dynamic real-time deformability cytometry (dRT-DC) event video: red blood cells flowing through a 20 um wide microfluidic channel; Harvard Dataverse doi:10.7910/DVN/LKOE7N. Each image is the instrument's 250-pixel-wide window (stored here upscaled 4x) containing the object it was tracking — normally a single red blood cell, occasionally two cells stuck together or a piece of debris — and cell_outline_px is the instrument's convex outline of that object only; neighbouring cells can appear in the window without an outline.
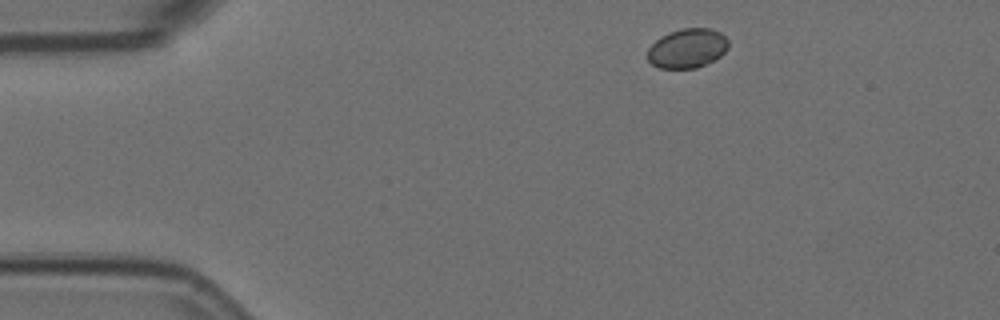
{"species": "Egyptian fruit bat (a non-hibernating species)", "species_latin": "Rousettus aegyptiacus", "temperature_condition": "room temperature", "stored_images_in_passage": 11, "camera_frame_rate_fps": 3000, "um_per_image_px": 0.085, "animal": {"sex": "female"}, "frame": {"image": 1, "passage_image": 1, "time_ms": 0.0, "image_size_px": [1000, 320], "cell_outline_px": [[728, 48], [720, 56], [696, 68], [660, 68], [652, 64], [648, 60], [648, 48], [660, 36], [668, 32], [680, 28], [712, 28], [720, 32], [728, 40]], "centroid_in_image_um": [58.41, 4.08], "position_along_channel_um": 26.6, "area_um2": 18.55}}
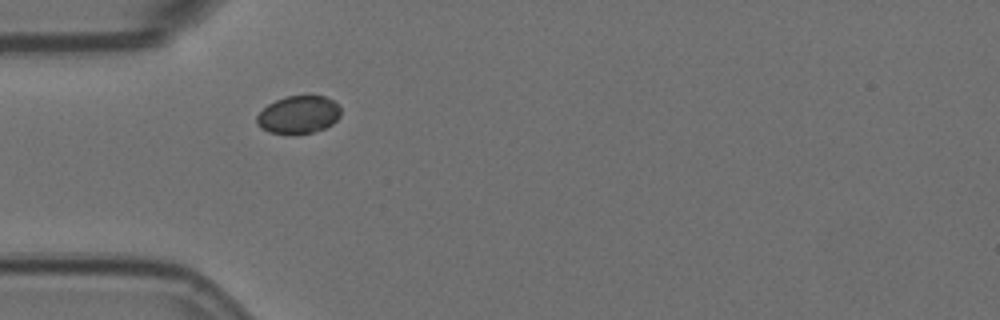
{"frame": {"image": 2, "passage_image": 9, "time_ms": 2.667, "image_size_px": [1000, 320], "cell_outline_px": [[340, 116], [332, 124], [324, 128], [312, 132], [292, 136], [268, 132], [260, 128], [256, 124], [256, 116], [268, 104], [276, 100], [288, 96], [324, 96], [332, 100], [340, 108]], "centroid_in_image_um": [25.33, 9.78], "position_along_channel_um": 59.7, "area_um2": 18.67}}